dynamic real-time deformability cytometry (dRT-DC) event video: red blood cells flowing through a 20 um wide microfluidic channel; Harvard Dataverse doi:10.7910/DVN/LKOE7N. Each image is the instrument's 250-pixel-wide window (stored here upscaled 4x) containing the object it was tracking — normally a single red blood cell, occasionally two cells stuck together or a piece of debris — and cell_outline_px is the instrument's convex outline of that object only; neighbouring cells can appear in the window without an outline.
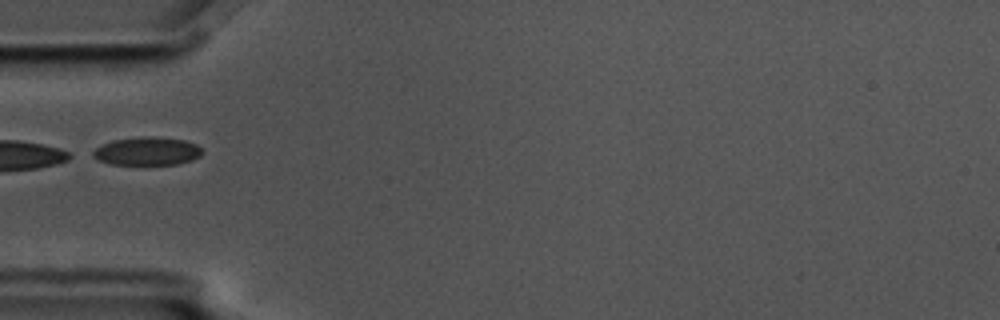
{"species": "common noctule bat (a hibernating species)", "species_latin": "Nyctalus noctula", "temperature_condition": "cold", "stored_images_in_passage": 2, "camera_frame_rate_fps": 3000, "um_per_image_px": 0.085, "animal": {"sex": "male", "body_mass_g": 17.5, "forearm_length_mm": 52.3}, "frame": {"image": 1, "passage_image": 2, "time_ms": 0.333, "image_size_px": [1000, 320], "cell_outline_px": [[204, 152], [200, 156], [192, 160], [176, 164], [108, 164], [92, 156], [92, 152], [96, 148], [112, 140], [144, 136], [152, 136], [184, 140], [196, 144]], "centroid_in_image_um": [12.52, 12.85], "position_along_channel_um": 72.5, "area_um2": 17.86}}